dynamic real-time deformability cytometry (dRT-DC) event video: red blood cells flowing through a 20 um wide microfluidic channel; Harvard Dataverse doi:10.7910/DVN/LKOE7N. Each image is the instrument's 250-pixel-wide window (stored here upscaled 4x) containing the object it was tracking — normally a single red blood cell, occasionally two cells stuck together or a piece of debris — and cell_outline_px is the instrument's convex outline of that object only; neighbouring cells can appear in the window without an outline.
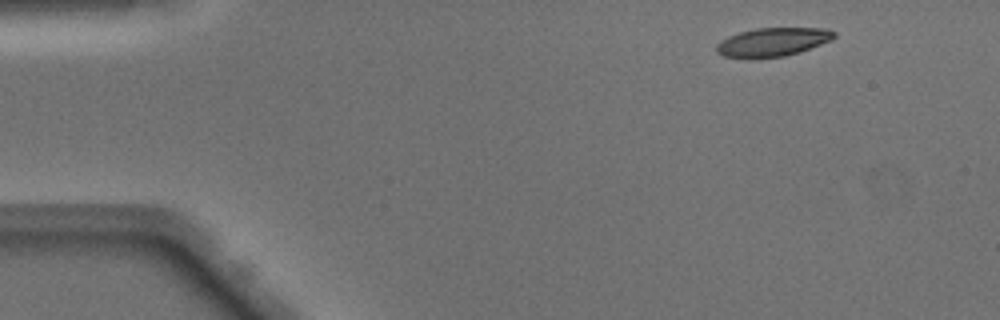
{"species": "Egyptian fruit bat (a non-hibernating species)", "species_latin": "Rousettus aegyptiacus", "temperature_condition": "warm", "stored_images_in_passage": 44, "camera_frame_rate_fps": 3000, "um_per_image_px": 0.085, "animal": {"sex": "male"}, "frame": {"image": 1, "passage_image": 1, "time_ms": 0.0, "image_size_px": [1000, 320], "cell_outline_px": [[836, 36], [832, 40], [800, 52], [784, 56], [752, 60], [724, 56], [716, 52], [716, 44], [720, 40], [728, 36], [740, 32], [756, 28], [828, 28], [836, 32]], "centroid_in_image_um": [65.66, 3.59], "position_along_channel_um": 19.3, "area_um2": 20.11}}
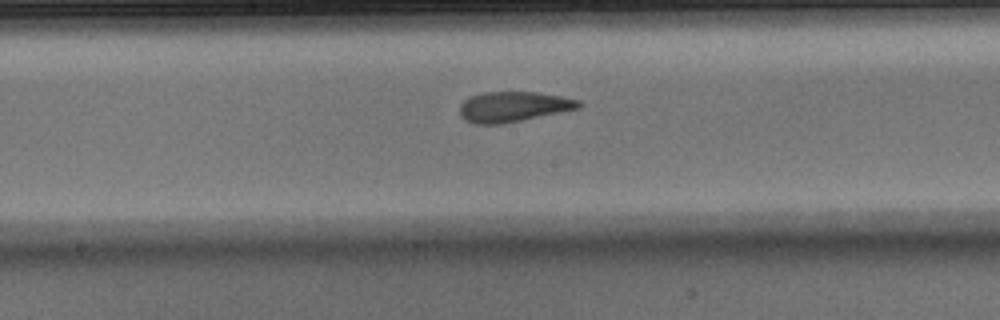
{"frame": {"image": 2, "passage_image": 21, "time_ms": 6.667, "image_size_px": [1000, 320], "cell_outline_px": [[584, 104], [580, 108], [504, 124], [476, 124], [464, 120], [460, 116], [460, 104], [464, 100], [472, 96], [484, 92], [536, 92], [560, 96], [580, 100]], "centroid_in_image_um": [43.64, 9.08], "position_along_channel_um": 204.6, "area_um2": 21.1}}
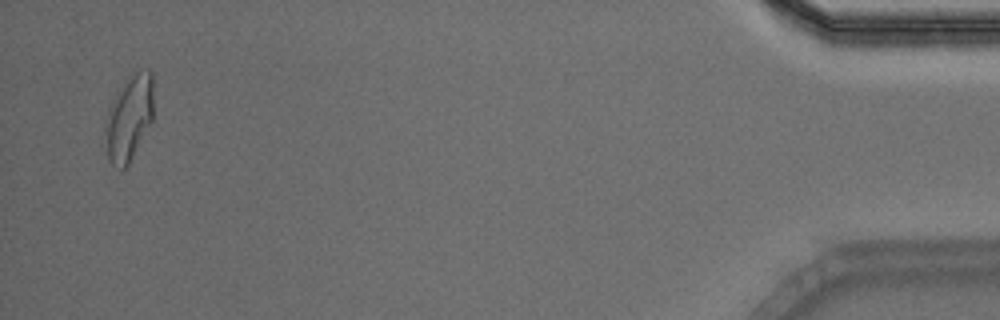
{"frame": {"image": 3, "passage_image": 43, "time_ms": 14.0, "image_size_px": [1000, 320], "cell_outline_px": [[152, 120], [128, 164], [124, 168], [120, 168], [112, 164], [108, 160], [100, 144], [104, 124], [112, 100], [124, 80], [140, 68], [148, 68], [152, 72]], "centroid_in_image_um": [10.89, 10.04], "position_along_channel_um": 424.3, "area_um2": 24.68}, "authors_computed_cell_mechanics": {"area_um2": 21.386, "velocity_mm_per_s": 4.1283, "shape_relaxation_time_tau1_ms": 5.8837, "shape_relaxation_time_tau2_ms": 1.8225, "deformation_change_tau1": 0.203, "deformation_change_tau2": 0.0894}}